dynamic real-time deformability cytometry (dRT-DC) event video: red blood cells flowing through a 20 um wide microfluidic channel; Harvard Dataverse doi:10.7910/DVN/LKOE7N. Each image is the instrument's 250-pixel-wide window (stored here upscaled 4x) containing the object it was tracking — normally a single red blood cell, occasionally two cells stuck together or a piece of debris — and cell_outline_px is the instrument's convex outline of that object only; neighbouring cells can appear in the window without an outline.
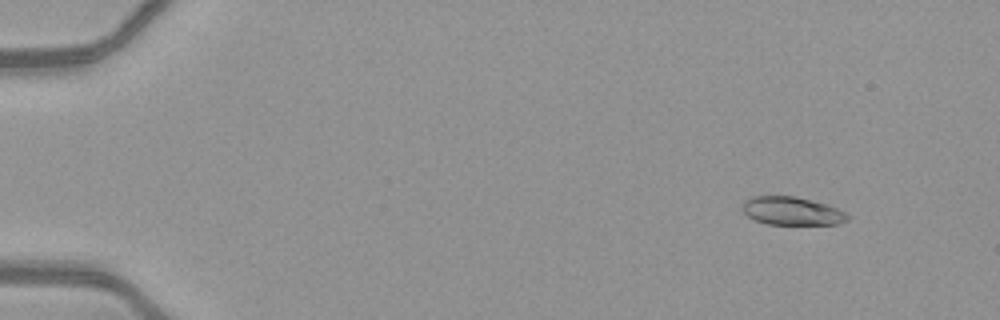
{"species": "common noctule bat (a hibernating species)", "species_latin": "Nyctalus noctula", "temperature_condition": "warm", "stored_images_in_passage": 51, "camera_frame_rate_fps": 3000, "um_per_image_px": 0.085, "animal": {"sex": "female", "body_mass_g": 21.9}, "frame": {"image": 1, "passage_image": 6, "time_ms": 1.667, "image_size_px": [1000, 320], "cell_outline_px": [[852, 216], [848, 220], [840, 224], [764, 224], [748, 216], [744, 212], [744, 200], [752, 196], [796, 196], [828, 204]], "centroid_in_image_um": [67.36, 17.93], "position_along_channel_um": 17.6, "area_um2": 17.34}}
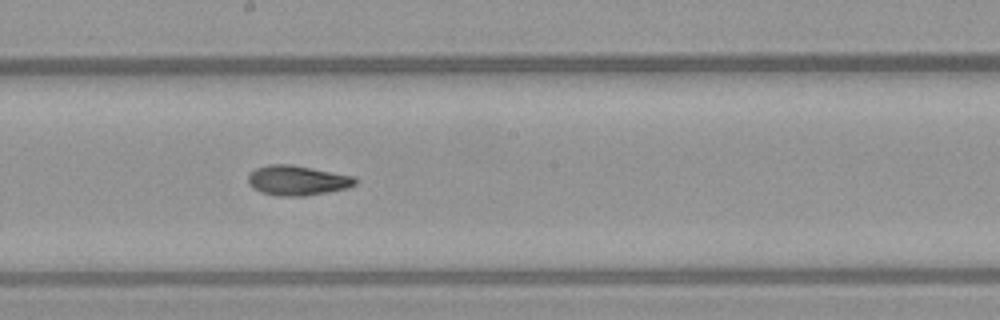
{"frame": {"image": 2, "passage_image": 30, "time_ms": 9.667, "image_size_px": [1000, 320], "cell_outline_px": [[356, 184], [348, 188], [304, 196], [276, 196], [260, 192], [252, 188], [248, 184], [248, 176], [256, 168], [268, 164], [292, 164], [352, 176], [356, 180]], "centroid_in_image_um": [25.22, 15.34], "position_along_channel_um": 223.0, "area_um2": 18.61}}
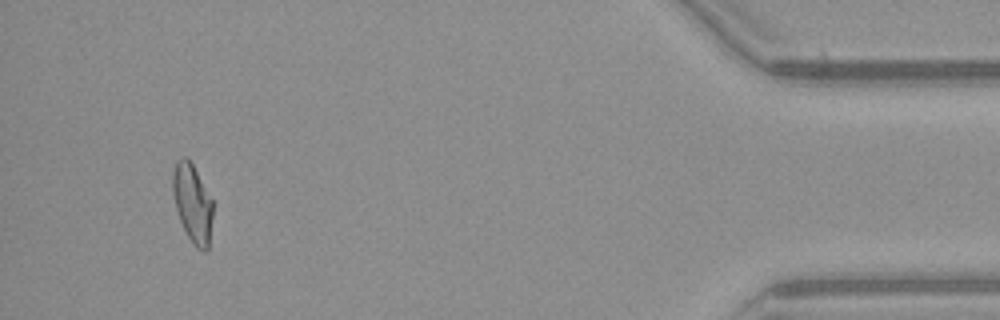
{"frame": {"image": 3, "passage_image": 49, "time_ms": 16.0, "image_size_px": [1000, 320], "cell_outline_px": [[212, 216], [208, 248], [204, 252], [196, 248], [192, 244], [180, 220], [176, 208], [172, 192], [172, 172], [176, 160], [180, 156], [184, 156], [192, 164], [212, 200]], "centroid_in_image_um": [16.33, 17.27], "position_along_channel_um": 418.9, "area_um2": 18.15}, "authors_computed_cell_mechanics": {"area_um2": 18.207, "velocity_mm_per_s": 4.1539, "shape_relaxation_time_tau1_ms": 7.2056, "shape_relaxation_time_tau2_ms": 1.5215, "deformation_change_tau1": 0.2246, "deformation_change_tau2": 0.0733}}